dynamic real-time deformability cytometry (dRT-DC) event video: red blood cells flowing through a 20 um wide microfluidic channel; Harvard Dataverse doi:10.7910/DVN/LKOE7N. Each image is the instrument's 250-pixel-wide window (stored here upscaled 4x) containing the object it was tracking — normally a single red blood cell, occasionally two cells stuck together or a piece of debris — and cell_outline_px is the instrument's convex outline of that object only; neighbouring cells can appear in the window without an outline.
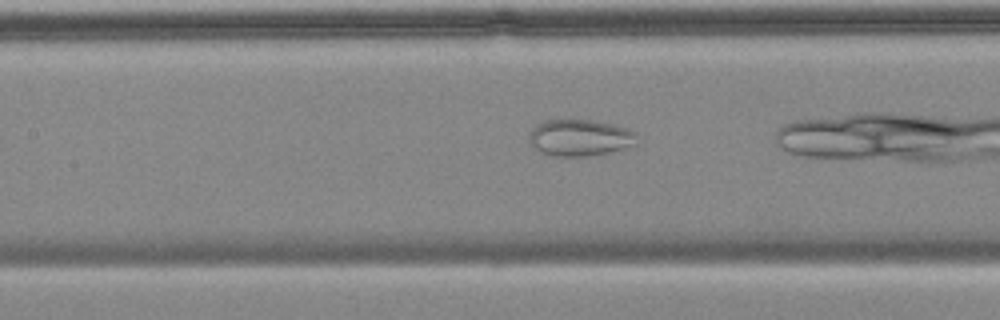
{"species": "common noctule bat (a hibernating species)", "species_latin": "Nyctalus noctula", "temperature_condition": "cold", "stored_images_in_passage": 17, "camera_frame_rate_fps": 3000, "um_per_image_px": 0.085, "animal": {"sex": "female", "body_mass_g": 18.4}, "frame": {"image": 1, "passage_image": 8, "time_ms": 2.333, "image_size_px": [1000, 320], "cell_outline_px": [[636, 144], [608, 152], [584, 156], [552, 156], [536, 148], [528, 140], [528, 136], [532, 128], [536, 124], [544, 120], [592, 120], [628, 128], [636, 132]], "centroid_in_image_um": [49.27, 11.69], "position_along_channel_um": 158.1, "area_um2": 22.72}}